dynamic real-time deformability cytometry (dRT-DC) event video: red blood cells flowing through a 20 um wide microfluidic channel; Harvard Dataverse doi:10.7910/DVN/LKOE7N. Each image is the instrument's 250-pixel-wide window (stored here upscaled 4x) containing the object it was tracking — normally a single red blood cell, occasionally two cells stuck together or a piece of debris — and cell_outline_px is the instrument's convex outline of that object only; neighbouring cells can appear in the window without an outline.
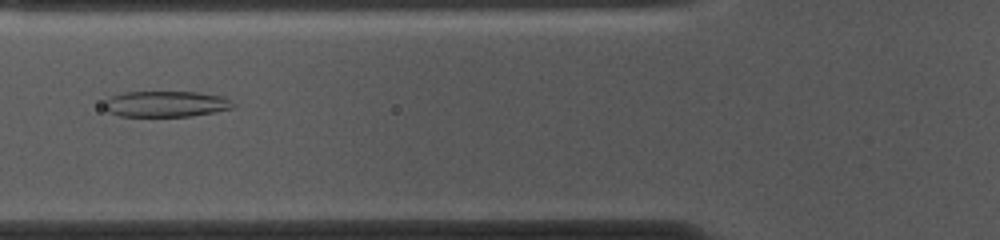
{"species": "common noctule bat (a hibernating species)", "species_latin": "Nyctalus noctula", "temperature_condition": "cold", "stored_images_in_passage": 52, "camera_frame_rate_fps": 3000, "um_per_image_px": 0.085, "animal": {"sex": "female", "body_mass_g": 10.0, "forearm_length_mm": 53.1}, "frame": {"image": 1, "passage_image": 18, "time_ms": 5.667, "image_size_px": [1000, 240], "cell_outline_px": [[236, 104], [232, 108], [216, 112], [192, 116], [120, 116], [108, 112], [104, 108], [104, 100], [112, 96], [124, 92], [196, 92], [224, 96], [232, 100]], "centroid_in_image_um": [14.13, 8.84], "position_along_channel_um": 111.7, "area_um2": 19.65}}
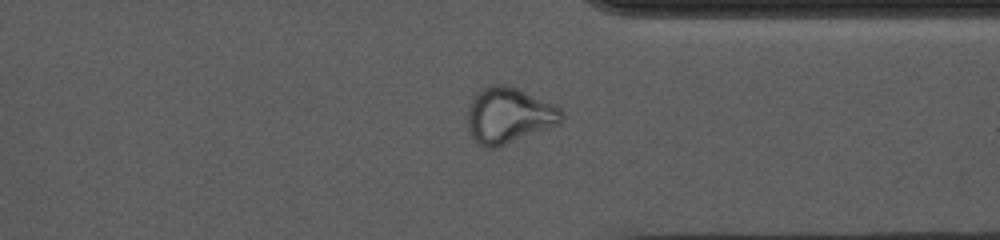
{"frame": {"image": 2, "passage_image": 39, "time_ms": 12.667, "image_size_px": [1000, 240], "cell_outline_px": [[564, 116], [560, 124], [496, 148], [484, 148], [472, 136], [468, 128], [468, 104], [472, 96], [476, 92], [492, 84], [508, 84], [552, 104], [560, 108], [564, 112]], "centroid_in_image_um": [43.24, 9.81], "position_along_channel_um": 368.2, "area_um2": 30.63}}
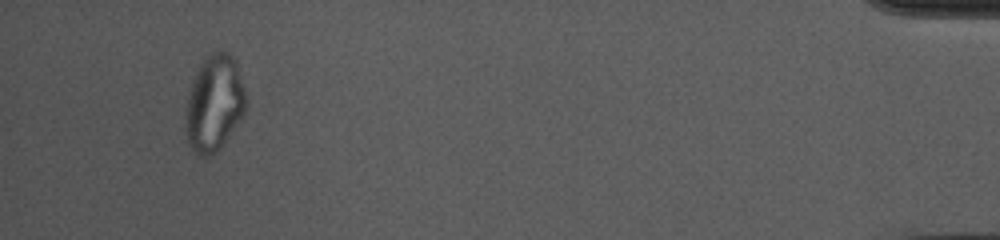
{"frame": {"image": 3, "passage_image": 49, "time_ms": 16.0, "image_size_px": [1000, 240], "cell_outline_px": [[248, 108], [240, 120], [220, 148], [212, 156], [200, 156], [188, 144], [184, 132], [184, 112], [188, 96], [196, 72], [200, 64], [216, 48], [228, 52], [236, 60], [244, 88]], "centroid_in_image_um": [18.21, 8.78], "position_along_channel_um": 417.0, "area_um2": 34.28}, "authors_computed_cell_mechanics": {"area_um2": 27.5417, "velocity_mm_per_s": 3.705, "shape_relaxation_time_tau1_ms": null, "shape_relaxation_time_tau2_ms": 1.066, "deformation_change_tau1": null, "deformation_change_tau2": 0.0783}}